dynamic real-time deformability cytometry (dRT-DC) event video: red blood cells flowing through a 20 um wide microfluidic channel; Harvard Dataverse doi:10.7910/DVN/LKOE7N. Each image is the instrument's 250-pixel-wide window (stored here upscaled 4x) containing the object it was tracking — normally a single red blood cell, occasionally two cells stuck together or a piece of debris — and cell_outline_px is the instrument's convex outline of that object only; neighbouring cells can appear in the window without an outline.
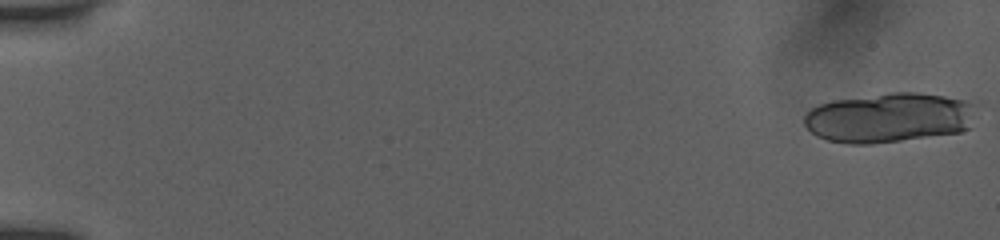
{"species": "human", "species_latin": "Homo sapiens", "temperature_condition": "room temperature", "stored_images_in_passage": 19, "camera_frame_rate_fps": 3000, "um_per_image_px": 0.085, "donor": {"sex": "female"}, "frame": {"image": 1, "passage_image": 1, "time_ms": 0.0, "image_size_px": [1000, 240], "cell_outline_px": [[976, 104], [968, 128], [960, 132], [872, 144], [848, 144], [828, 140], [816, 136], [804, 124], [804, 116], [812, 108], [820, 104], [832, 100], [888, 92], [920, 92], [944, 96], [964, 100]], "centroid_in_image_um": [75.54, 9.99], "position_along_channel_um": 9.5, "area_um2": 49.82}}
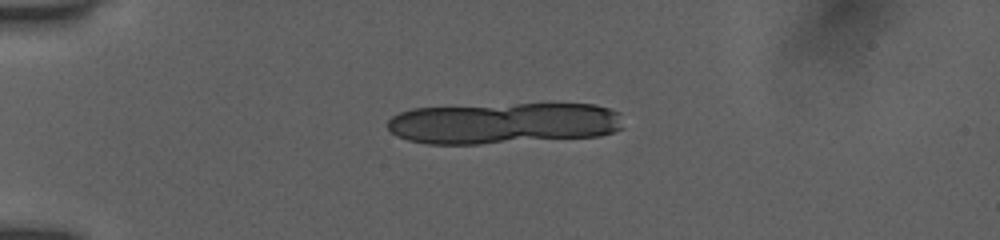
{"frame": {"image": 2, "passage_image": 14, "time_ms": 4.333, "image_size_px": [1000, 240], "cell_outline_px": [[624, 128], [600, 136], [480, 144], [428, 144], [408, 140], [396, 136], [388, 128], [388, 120], [392, 116], [400, 112], [412, 108], [516, 104], [596, 104], [620, 112]], "centroid_in_image_um": [42.82, 10.47], "position_along_channel_um": 42.2, "area_um2": 56.99}}